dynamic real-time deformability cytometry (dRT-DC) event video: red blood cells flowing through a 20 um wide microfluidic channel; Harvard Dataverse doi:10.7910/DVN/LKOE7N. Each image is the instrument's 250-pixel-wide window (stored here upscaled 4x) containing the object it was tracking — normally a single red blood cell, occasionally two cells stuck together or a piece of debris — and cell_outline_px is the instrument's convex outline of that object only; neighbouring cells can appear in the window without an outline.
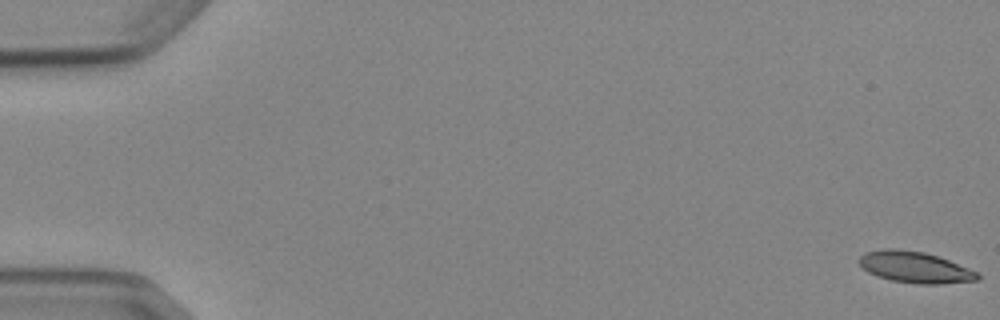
{"species": "Egyptian fruit bat (a non-hibernating species)", "species_latin": "Rousettus aegyptiacus", "temperature_condition": "cold", "stored_images_in_passage": 7, "camera_frame_rate_fps": 3000, "um_per_image_px": 0.085, "animal": {"sex": "female"}, "frame": {"image": 1, "passage_image": 1, "time_ms": 0.0, "image_size_px": [1000, 320], "cell_outline_px": [[980, 280], [940, 284], [916, 284], [892, 280], [876, 276], [868, 272], [856, 260], [864, 252], [884, 248], [896, 248], [924, 252], [948, 260], [980, 272]], "centroid_in_image_um": [77.77, 22.71], "position_along_channel_um": 7.2, "area_um2": 21.79}}
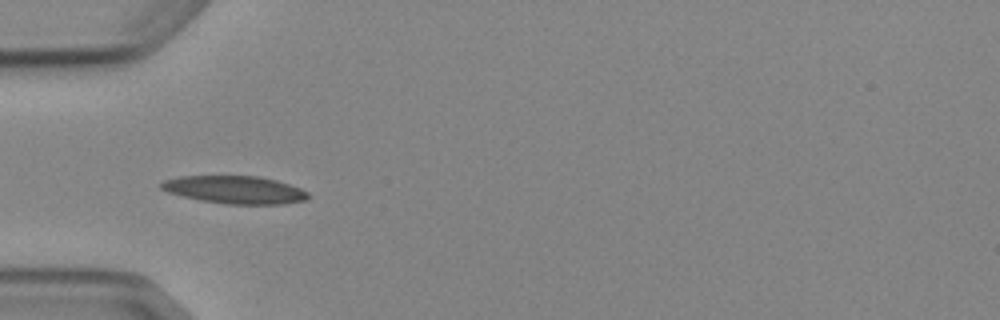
{"frame": {"image": 2, "passage_image": 5, "time_ms": 5.667, "image_size_px": [1000, 320], "cell_outline_px": [[312, 196], [304, 200], [284, 204], [224, 204], [200, 200], [168, 192], [160, 188], [160, 184], [164, 180], [180, 176], [260, 176], [276, 180], [300, 188], [308, 192]], "centroid_in_image_um": [19.98, 16.13], "position_along_channel_um": 65.0, "area_um2": 23.76}}
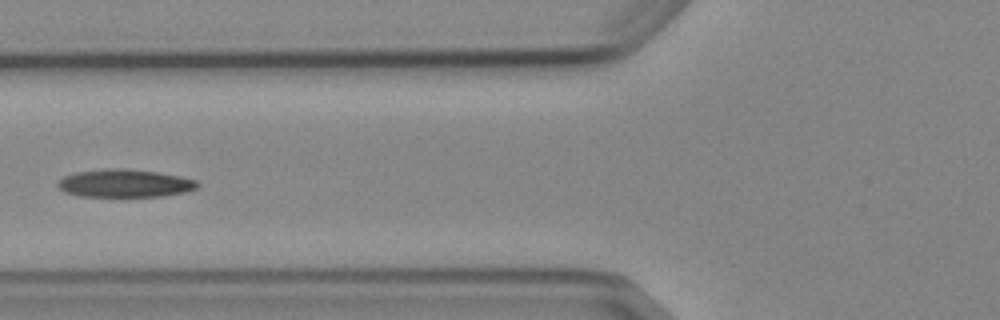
{"frame": {"image": 3, "passage_image": 6, "time_ms": 7.0, "image_size_px": [1000, 320], "cell_outline_px": [[200, 184], [196, 188], [188, 192], [164, 196], [80, 196], [64, 192], [56, 184], [64, 176], [76, 172], [108, 168], [112, 168], [156, 172], [180, 176], [196, 180]], "centroid_in_image_um": [10.62, 15.59], "position_along_channel_um": 115.2, "area_um2": 22.54}}